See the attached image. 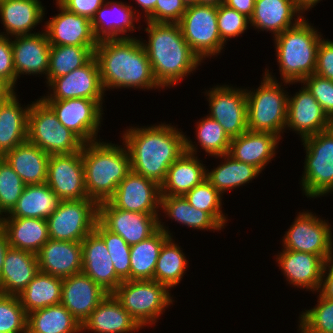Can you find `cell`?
<instances>
[{
  "label": "cell",
  "instance_id": "obj_30",
  "mask_svg": "<svg viewBox=\"0 0 333 333\" xmlns=\"http://www.w3.org/2000/svg\"><path fill=\"white\" fill-rule=\"evenodd\" d=\"M18 101L14 91L0 102V157L27 141L30 106L23 109Z\"/></svg>",
  "mask_w": 333,
  "mask_h": 333
},
{
  "label": "cell",
  "instance_id": "obj_58",
  "mask_svg": "<svg viewBox=\"0 0 333 333\" xmlns=\"http://www.w3.org/2000/svg\"><path fill=\"white\" fill-rule=\"evenodd\" d=\"M9 247L7 236L4 230L0 227V274L4 263V256Z\"/></svg>",
  "mask_w": 333,
  "mask_h": 333
},
{
  "label": "cell",
  "instance_id": "obj_34",
  "mask_svg": "<svg viewBox=\"0 0 333 333\" xmlns=\"http://www.w3.org/2000/svg\"><path fill=\"white\" fill-rule=\"evenodd\" d=\"M132 9L130 5H125L123 2H105L91 20L98 41L125 38L124 33L134 31L135 25H133V22L139 20V18H134L137 14ZM120 34H123V36L120 37Z\"/></svg>",
  "mask_w": 333,
  "mask_h": 333
},
{
  "label": "cell",
  "instance_id": "obj_53",
  "mask_svg": "<svg viewBox=\"0 0 333 333\" xmlns=\"http://www.w3.org/2000/svg\"><path fill=\"white\" fill-rule=\"evenodd\" d=\"M4 33L0 34V79L14 91L17 76L13 63L12 44L11 39Z\"/></svg>",
  "mask_w": 333,
  "mask_h": 333
},
{
  "label": "cell",
  "instance_id": "obj_17",
  "mask_svg": "<svg viewBox=\"0 0 333 333\" xmlns=\"http://www.w3.org/2000/svg\"><path fill=\"white\" fill-rule=\"evenodd\" d=\"M160 199V185L131 170L108 202L121 210L158 215Z\"/></svg>",
  "mask_w": 333,
  "mask_h": 333
},
{
  "label": "cell",
  "instance_id": "obj_21",
  "mask_svg": "<svg viewBox=\"0 0 333 333\" xmlns=\"http://www.w3.org/2000/svg\"><path fill=\"white\" fill-rule=\"evenodd\" d=\"M81 245L82 273L112 294L122 281L116 275L104 240L93 231L81 241Z\"/></svg>",
  "mask_w": 333,
  "mask_h": 333
},
{
  "label": "cell",
  "instance_id": "obj_55",
  "mask_svg": "<svg viewBox=\"0 0 333 333\" xmlns=\"http://www.w3.org/2000/svg\"><path fill=\"white\" fill-rule=\"evenodd\" d=\"M68 11L92 20L105 0H56Z\"/></svg>",
  "mask_w": 333,
  "mask_h": 333
},
{
  "label": "cell",
  "instance_id": "obj_23",
  "mask_svg": "<svg viewBox=\"0 0 333 333\" xmlns=\"http://www.w3.org/2000/svg\"><path fill=\"white\" fill-rule=\"evenodd\" d=\"M196 150L191 140L185 137V152L169 167L160 185L161 195L184 196L206 179V168L195 157Z\"/></svg>",
  "mask_w": 333,
  "mask_h": 333
},
{
  "label": "cell",
  "instance_id": "obj_12",
  "mask_svg": "<svg viewBox=\"0 0 333 333\" xmlns=\"http://www.w3.org/2000/svg\"><path fill=\"white\" fill-rule=\"evenodd\" d=\"M43 101L53 110L60 123L84 143L97 140L103 114L102 100L72 98Z\"/></svg>",
  "mask_w": 333,
  "mask_h": 333
},
{
  "label": "cell",
  "instance_id": "obj_62",
  "mask_svg": "<svg viewBox=\"0 0 333 333\" xmlns=\"http://www.w3.org/2000/svg\"><path fill=\"white\" fill-rule=\"evenodd\" d=\"M224 2L225 0H197V4L214 5V6H219Z\"/></svg>",
  "mask_w": 333,
  "mask_h": 333
},
{
  "label": "cell",
  "instance_id": "obj_51",
  "mask_svg": "<svg viewBox=\"0 0 333 333\" xmlns=\"http://www.w3.org/2000/svg\"><path fill=\"white\" fill-rule=\"evenodd\" d=\"M301 83L313 95V97L321 105L322 110L333 122V81L312 74L306 77Z\"/></svg>",
  "mask_w": 333,
  "mask_h": 333
},
{
  "label": "cell",
  "instance_id": "obj_63",
  "mask_svg": "<svg viewBox=\"0 0 333 333\" xmlns=\"http://www.w3.org/2000/svg\"><path fill=\"white\" fill-rule=\"evenodd\" d=\"M333 248L331 247V250L329 254L327 255V258L325 260V265L333 272Z\"/></svg>",
  "mask_w": 333,
  "mask_h": 333
},
{
  "label": "cell",
  "instance_id": "obj_24",
  "mask_svg": "<svg viewBox=\"0 0 333 333\" xmlns=\"http://www.w3.org/2000/svg\"><path fill=\"white\" fill-rule=\"evenodd\" d=\"M39 271L59 278L82 273L81 242L49 239L37 253Z\"/></svg>",
  "mask_w": 333,
  "mask_h": 333
},
{
  "label": "cell",
  "instance_id": "obj_42",
  "mask_svg": "<svg viewBox=\"0 0 333 333\" xmlns=\"http://www.w3.org/2000/svg\"><path fill=\"white\" fill-rule=\"evenodd\" d=\"M96 46H50L47 84L85 65L93 56Z\"/></svg>",
  "mask_w": 333,
  "mask_h": 333
},
{
  "label": "cell",
  "instance_id": "obj_50",
  "mask_svg": "<svg viewBox=\"0 0 333 333\" xmlns=\"http://www.w3.org/2000/svg\"><path fill=\"white\" fill-rule=\"evenodd\" d=\"M218 30L221 40L226 43L227 38L236 37L248 29L250 19L224 3L217 10Z\"/></svg>",
  "mask_w": 333,
  "mask_h": 333
},
{
  "label": "cell",
  "instance_id": "obj_9",
  "mask_svg": "<svg viewBox=\"0 0 333 333\" xmlns=\"http://www.w3.org/2000/svg\"><path fill=\"white\" fill-rule=\"evenodd\" d=\"M306 150L302 189L307 197L333 192V126L302 140Z\"/></svg>",
  "mask_w": 333,
  "mask_h": 333
},
{
  "label": "cell",
  "instance_id": "obj_48",
  "mask_svg": "<svg viewBox=\"0 0 333 333\" xmlns=\"http://www.w3.org/2000/svg\"><path fill=\"white\" fill-rule=\"evenodd\" d=\"M0 331L27 333V314L17 295L0 294Z\"/></svg>",
  "mask_w": 333,
  "mask_h": 333
},
{
  "label": "cell",
  "instance_id": "obj_49",
  "mask_svg": "<svg viewBox=\"0 0 333 333\" xmlns=\"http://www.w3.org/2000/svg\"><path fill=\"white\" fill-rule=\"evenodd\" d=\"M25 187L13 168L0 157V212L10 213Z\"/></svg>",
  "mask_w": 333,
  "mask_h": 333
},
{
  "label": "cell",
  "instance_id": "obj_7",
  "mask_svg": "<svg viewBox=\"0 0 333 333\" xmlns=\"http://www.w3.org/2000/svg\"><path fill=\"white\" fill-rule=\"evenodd\" d=\"M27 141L48 155L73 154L84 142L64 127L53 110L40 98L32 102L28 113Z\"/></svg>",
  "mask_w": 333,
  "mask_h": 333
},
{
  "label": "cell",
  "instance_id": "obj_36",
  "mask_svg": "<svg viewBox=\"0 0 333 333\" xmlns=\"http://www.w3.org/2000/svg\"><path fill=\"white\" fill-rule=\"evenodd\" d=\"M159 220V229L130 247V280H154V270L163 244L171 237Z\"/></svg>",
  "mask_w": 333,
  "mask_h": 333
},
{
  "label": "cell",
  "instance_id": "obj_65",
  "mask_svg": "<svg viewBox=\"0 0 333 333\" xmlns=\"http://www.w3.org/2000/svg\"><path fill=\"white\" fill-rule=\"evenodd\" d=\"M0 226H1V224H2V220H3V218H4V216H6V215H3L1 212H0ZM2 215H3V217H2Z\"/></svg>",
  "mask_w": 333,
  "mask_h": 333
},
{
  "label": "cell",
  "instance_id": "obj_26",
  "mask_svg": "<svg viewBox=\"0 0 333 333\" xmlns=\"http://www.w3.org/2000/svg\"><path fill=\"white\" fill-rule=\"evenodd\" d=\"M13 63L16 76L46 74L49 67L50 43L46 32L15 36L12 41Z\"/></svg>",
  "mask_w": 333,
  "mask_h": 333
},
{
  "label": "cell",
  "instance_id": "obj_16",
  "mask_svg": "<svg viewBox=\"0 0 333 333\" xmlns=\"http://www.w3.org/2000/svg\"><path fill=\"white\" fill-rule=\"evenodd\" d=\"M46 183L61 200L88 198L81 151L50 155Z\"/></svg>",
  "mask_w": 333,
  "mask_h": 333
},
{
  "label": "cell",
  "instance_id": "obj_40",
  "mask_svg": "<svg viewBox=\"0 0 333 333\" xmlns=\"http://www.w3.org/2000/svg\"><path fill=\"white\" fill-rule=\"evenodd\" d=\"M225 161L211 172L206 170V179L222 194L229 189L249 183L259 173L256 167L235 160L228 153L222 156Z\"/></svg>",
  "mask_w": 333,
  "mask_h": 333
},
{
  "label": "cell",
  "instance_id": "obj_28",
  "mask_svg": "<svg viewBox=\"0 0 333 333\" xmlns=\"http://www.w3.org/2000/svg\"><path fill=\"white\" fill-rule=\"evenodd\" d=\"M279 141L280 137L275 134L247 130L240 136L231 138L228 154L261 172L275 155Z\"/></svg>",
  "mask_w": 333,
  "mask_h": 333
},
{
  "label": "cell",
  "instance_id": "obj_11",
  "mask_svg": "<svg viewBox=\"0 0 333 333\" xmlns=\"http://www.w3.org/2000/svg\"><path fill=\"white\" fill-rule=\"evenodd\" d=\"M46 221L50 239L81 242L94 231L98 221V204L89 198L62 200Z\"/></svg>",
  "mask_w": 333,
  "mask_h": 333
},
{
  "label": "cell",
  "instance_id": "obj_10",
  "mask_svg": "<svg viewBox=\"0 0 333 333\" xmlns=\"http://www.w3.org/2000/svg\"><path fill=\"white\" fill-rule=\"evenodd\" d=\"M217 10L218 6L214 5H188L178 23L183 38L201 61L217 55L224 48L218 30Z\"/></svg>",
  "mask_w": 333,
  "mask_h": 333
},
{
  "label": "cell",
  "instance_id": "obj_29",
  "mask_svg": "<svg viewBox=\"0 0 333 333\" xmlns=\"http://www.w3.org/2000/svg\"><path fill=\"white\" fill-rule=\"evenodd\" d=\"M94 333H127L141 329L113 294L107 296L82 324V331Z\"/></svg>",
  "mask_w": 333,
  "mask_h": 333
},
{
  "label": "cell",
  "instance_id": "obj_1",
  "mask_svg": "<svg viewBox=\"0 0 333 333\" xmlns=\"http://www.w3.org/2000/svg\"><path fill=\"white\" fill-rule=\"evenodd\" d=\"M104 39L94 50L102 87L108 88H160L140 39Z\"/></svg>",
  "mask_w": 333,
  "mask_h": 333
},
{
  "label": "cell",
  "instance_id": "obj_18",
  "mask_svg": "<svg viewBox=\"0 0 333 333\" xmlns=\"http://www.w3.org/2000/svg\"><path fill=\"white\" fill-rule=\"evenodd\" d=\"M48 86L53 89V93L50 96L42 97V100H66L72 98L103 100L105 92L94 56L82 67L53 79Z\"/></svg>",
  "mask_w": 333,
  "mask_h": 333
},
{
  "label": "cell",
  "instance_id": "obj_59",
  "mask_svg": "<svg viewBox=\"0 0 333 333\" xmlns=\"http://www.w3.org/2000/svg\"><path fill=\"white\" fill-rule=\"evenodd\" d=\"M136 2L144 10L147 18L154 11L157 0H136Z\"/></svg>",
  "mask_w": 333,
  "mask_h": 333
},
{
  "label": "cell",
  "instance_id": "obj_38",
  "mask_svg": "<svg viewBox=\"0 0 333 333\" xmlns=\"http://www.w3.org/2000/svg\"><path fill=\"white\" fill-rule=\"evenodd\" d=\"M81 323L61 303L27 314V333H80Z\"/></svg>",
  "mask_w": 333,
  "mask_h": 333
},
{
  "label": "cell",
  "instance_id": "obj_44",
  "mask_svg": "<svg viewBox=\"0 0 333 333\" xmlns=\"http://www.w3.org/2000/svg\"><path fill=\"white\" fill-rule=\"evenodd\" d=\"M222 194L205 179L184 195V198L195 209L207 212L222 228L226 224V217L222 212Z\"/></svg>",
  "mask_w": 333,
  "mask_h": 333
},
{
  "label": "cell",
  "instance_id": "obj_22",
  "mask_svg": "<svg viewBox=\"0 0 333 333\" xmlns=\"http://www.w3.org/2000/svg\"><path fill=\"white\" fill-rule=\"evenodd\" d=\"M89 276L79 273L62 279L61 304L81 323L107 296Z\"/></svg>",
  "mask_w": 333,
  "mask_h": 333
},
{
  "label": "cell",
  "instance_id": "obj_37",
  "mask_svg": "<svg viewBox=\"0 0 333 333\" xmlns=\"http://www.w3.org/2000/svg\"><path fill=\"white\" fill-rule=\"evenodd\" d=\"M61 199L50 189L48 184L25 185L13 210L7 218L47 219L56 211Z\"/></svg>",
  "mask_w": 333,
  "mask_h": 333
},
{
  "label": "cell",
  "instance_id": "obj_57",
  "mask_svg": "<svg viewBox=\"0 0 333 333\" xmlns=\"http://www.w3.org/2000/svg\"><path fill=\"white\" fill-rule=\"evenodd\" d=\"M326 271H328V273ZM319 291L323 297L333 300V272L329 268H327L326 265L324 266L322 272V279Z\"/></svg>",
  "mask_w": 333,
  "mask_h": 333
},
{
  "label": "cell",
  "instance_id": "obj_56",
  "mask_svg": "<svg viewBox=\"0 0 333 333\" xmlns=\"http://www.w3.org/2000/svg\"><path fill=\"white\" fill-rule=\"evenodd\" d=\"M255 2L256 0H225L224 4L250 19L254 13Z\"/></svg>",
  "mask_w": 333,
  "mask_h": 333
},
{
  "label": "cell",
  "instance_id": "obj_25",
  "mask_svg": "<svg viewBox=\"0 0 333 333\" xmlns=\"http://www.w3.org/2000/svg\"><path fill=\"white\" fill-rule=\"evenodd\" d=\"M280 253L276 259L287 281L299 288L319 292L325 261L306 252L283 249Z\"/></svg>",
  "mask_w": 333,
  "mask_h": 333
},
{
  "label": "cell",
  "instance_id": "obj_6",
  "mask_svg": "<svg viewBox=\"0 0 333 333\" xmlns=\"http://www.w3.org/2000/svg\"><path fill=\"white\" fill-rule=\"evenodd\" d=\"M268 71L256 91L249 92L245 89L248 130L280 137V133L286 127L288 95Z\"/></svg>",
  "mask_w": 333,
  "mask_h": 333
},
{
  "label": "cell",
  "instance_id": "obj_47",
  "mask_svg": "<svg viewBox=\"0 0 333 333\" xmlns=\"http://www.w3.org/2000/svg\"><path fill=\"white\" fill-rule=\"evenodd\" d=\"M317 305L300 316L301 333H333V300L319 293Z\"/></svg>",
  "mask_w": 333,
  "mask_h": 333
},
{
  "label": "cell",
  "instance_id": "obj_15",
  "mask_svg": "<svg viewBox=\"0 0 333 333\" xmlns=\"http://www.w3.org/2000/svg\"><path fill=\"white\" fill-rule=\"evenodd\" d=\"M98 221L129 246L143 241L159 229L158 215L121 210L108 201L98 204Z\"/></svg>",
  "mask_w": 333,
  "mask_h": 333
},
{
  "label": "cell",
  "instance_id": "obj_45",
  "mask_svg": "<svg viewBox=\"0 0 333 333\" xmlns=\"http://www.w3.org/2000/svg\"><path fill=\"white\" fill-rule=\"evenodd\" d=\"M94 231L104 240L113 262L114 270L121 281L130 280V247L119 235L107 230L99 221Z\"/></svg>",
  "mask_w": 333,
  "mask_h": 333
},
{
  "label": "cell",
  "instance_id": "obj_31",
  "mask_svg": "<svg viewBox=\"0 0 333 333\" xmlns=\"http://www.w3.org/2000/svg\"><path fill=\"white\" fill-rule=\"evenodd\" d=\"M298 13L301 12L294 0H256L250 24L260 30L273 32L275 37L295 26L303 18ZM296 14L298 16L295 19L293 17Z\"/></svg>",
  "mask_w": 333,
  "mask_h": 333
},
{
  "label": "cell",
  "instance_id": "obj_61",
  "mask_svg": "<svg viewBox=\"0 0 333 333\" xmlns=\"http://www.w3.org/2000/svg\"><path fill=\"white\" fill-rule=\"evenodd\" d=\"M14 92L4 81L0 79V102Z\"/></svg>",
  "mask_w": 333,
  "mask_h": 333
},
{
  "label": "cell",
  "instance_id": "obj_32",
  "mask_svg": "<svg viewBox=\"0 0 333 333\" xmlns=\"http://www.w3.org/2000/svg\"><path fill=\"white\" fill-rule=\"evenodd\" d=\"M2 157L13 168L25 185L46 182L50 155L29 141L6 152Z\"/></svg>",
  "mask_w": 333,
  "mask_h": 333
},
{
  "label": "cell",
  "instance_id": "obj_39",
  "mask_svg": "<svg viewBox=\"0 0 333 333\" xmlns=\"http://www.w3.org/2000/svg\"><path fill=\"white\" fill-rule=\"evenodd\" d=\"M18 298L26 314L58 305L62 298V278L39 271Z\"/></svg>",
  "mask_w": 333,
  "mask_h": 333
},
{
  "label": "cell",
  "instance_id": "obj_27",
  "mask_svg": "<svg viewBox=\"0 0 333 333\" xmlns=\"http://www.w3.org/2000/svg\"><path fill=\"white\" fill-rule=\"evenodd\" d=\"M38 272L37 254L9 247L0 274V294L18 296Z\"/></svg>",
  "mask_w": 333,
  "mask_h": 333
},
{
  "label": "cell",
  "instance_id": "obj_19",
  "mask_svg": "<svg viewBox=\"0 0 333 333\" xmlns=\"http://www.w3.org/2000/svg\"><path fill=\"white\" fill-rule=\"evenodd\" d=\"M288 96L286 127L294 129L301 140L325 131L333 122L322 110L321 105L305 86L293 97Z\"/></svg>",
  "mask_w": 333,
  "mask_h": 333
},
{
  "label": "cell",
  "instance_id": "obj_52",
  "mask_svg": "<svg viewBox=\"0 0 333 333\" xmlns=\"http://www.w3.org/2000/svg\"><path fill=\"white\" fill-rule=\"evenodd\" d=\"M187 5L183 0H157L154 11L146 21L157 23H179Z\"/></svg>",
  "mask_w": 333,
  "mask_h": 333
},
{
  "label": "cell",
  "instance_id": "obj_46",
  "mask_svg": "<svg viewBox=\"0 0 333 333\" xmlns=\"http://www.w3.org/2000/svg\"><path fill=\"white\" fill-rule=\"evenodd\" d=\"M197 124V139L202 149L211 156H222L229 153L231 138L223 127L210 116Z\"/></svg>",
  "mask_w": 333,
  "mask_h": 333
},
{
  "label": "cell",
  "instance_id": "obj_41",
  "mask_svg": "<svg viewBox=\"0 0 333 333\" xmlns=\"http://www.w3.org/2000/svg\"><path fill=\"white\" fill-rule=\"evenodd\" d=\"M160 208L171 219L201 230H221V226L205 211L195 209L184 196L161 195Z\"/></svg>",
  "mask_w": 333,
  "mask_h": 333
},
{
  "label": "cell",
  "instance_id": "obj_33",
  "mask_svg": "<svg viewBox=\"0 0 333 333\" xmlns=\"http://www.w3.org/2000/svg\"><path fill=\"white\" fill-rule=\"evenodd\" d=\"M0 227L11 248L34 254L50 239L46 219L4 217Z\"/></svg>",
  "mask_w": 333,
  "mask_h": 333
},
{
  "label": "cell",
  "instance_id": "obj_2",
  "mask_svg": "<svg viewBox=\"0 0 333 333\" xmlns=\"http://www.w3.org/2000/svg\"><path fill=\"white\" fill-rule=\"evenodd\" d=\"M185 137L174 126L129 128L123 134L131 170L161 185L169 167L185 152Z\"/></svg>",
  "mask_w": 333,
  "mask_h": 333
},
{
  "label": "cell",
  "instance_id": "obj_3",
  "mask_svg": "<svg viewBox=\"0 0 333 333\" xmlns=\"http://www.w3.org/2000/svg\"><path fill=\"white\" fill-rule=\"evenodd\" d=\"M148 43L142 45L150 61L157 83L163 87L176 85L187 74H191L200 58L191 50L183 38L178 23L146 22ZM174 84V85H173Z\"/></svg>",
  "mask_w": 333,
  "mask_h": 333
},
{
  "label": "cell",
  "instance_id": "obj_64",
  "mask_svg": "<svg viewBox=\"0 0 333 333\" xmlns=\"http://www.w3.org/2000/svg\"><path fill=\"white\" fill-rule=\"evenodd\" d=\"M186 5H193V4H197V0H183Z\"/></svg>",
  "mask_w": 333,
  "mask_h": 333
},
{
  "label": "cell",
  "instance_id": "obj_60",
  "mask_svg": "<svg viewBox=\"0 0 333 333\" xmlns=\"http://www.w3.org/2000/svg\"><path fill=\"white\" fill-rule=\"evenodd\" d=\"M297 9L303 13L305 10H308L309 8H312L318 3L320 0H294ZM304 9V11H303ZM303 11V12H302Z\"/></svg>",
  "mask_w": 333,
  "mask_h": 333
},
{
  "label": "cell",
  "instance_id": "obj_8",
  "mask_svg": "<svg viewBox=\"0 0 333 333\" xmlns=\"http://www.w3.org/2000/svg\"><path fill=\"white\" fill-rule=\"evenodd\" d=\"M169 290L155 280H127L122 281L112 294L142 328L146 324H155L173 302Z\"/></svg>",
  "mask_w": 333,
  "mask_h": 333
},
{
  "label": "cell",
  "instance_id": "obj_5",
  "mask_svg": "<svg viewBox=\"0 0 333 333\" xmlns=\"http://www.w3.org/2000/svg\"><path fill=\"white\" fill-rule=\"evenodd\" d=\"M304 20L274 37L276 57L282 81L286 84L302 82L315 73L317 51L323 38Z\"/></svg>",
  "mask_w": 333,
  "mask_h": 333
},
{
  "label": "cell",
  "instance_id": "obj_20",
  "mask_svg": "<svg viewBox=\"0 0 333 333\" xmlns=\"http://www.w3.org/2000/svg\"><path fill=\"white\" fill-rule=\"evenodd\" d=\"M56 3L61 12L47 21L44 30L50 46H97L99 41L91 20L68 11L58 1Z\"/></svg>",
  "mask_w": 333,
  "mask_h": 333
},
{
  "label": "cell",
  "instance_id": "obj_13",
  "mask_svg": "<svg viewBox=\"0 0 333 333\" xmlns=\"http://www.w3.org/2000/svg\"><path fill=\"white\" fill-rule=\"evenodd\" d=\"M210 117L216 120L230 138L248 130L247 95L241 88L216 86L207 92Z\"/></svg>",
  "mask_w": 333,
  "mask_h": 333
},
{
  "label": "cell",
  "instance_id": "obj_43",
  "mask_svg": "<svg viewBox=\"0 0 333 333\" xmlns=\"http://www.w3.org/2000/svg\"><path fill=\"white\" fill-rule=\"evenodd\" d=\"M172 236L163 244L154 270V280L168 289L180 283L188 260Z\"/></svg>",
  "mask_w": 333,
  "mask_h": 333
},
{
  "label": "cell",
  "instance_id": "obj_14",
  "mask_svg": "<svg viewBox=\"0 0 333 333\" xmlns=\"http://www.w3.org/2000/svg\"><path fill=\"white\" fill-rule=\"evenodd\" d=\"M331 227L311 212L300 213L283 239L285 250L320 256L324 261L333 247Z\"/></svg>",
  "mask_w": 333,
  "mask_h": 333
},
{
  "label": "cell",
  "instance_id": "obj_54",
  "mask_svg": "<svg viewBox=\"0 0 333 333\" xmlns=\"http://www.w3.org/2000/svg\"><path fill=\"white\" fill-rule=\"evenodd\" d=\"M315 74L333 81V41H320Z\"/></svg>",
  "mask_w": 333,
  "mask_h": 333
},
{
  "label": "cell",
  "instance_id": "obj_35",
  "mask_svg": "<svg viewBox=\"0 0 333 333\" xmlns=\"http://www.w3.org/2000/svg\"><path fill=\"white\" fill-rule=\"evenodd\" d=\"M0 16L8 36L29 35L43 20L44 7L39 0H2Z\"/></svg>",
  "mask_w": 333,
  "mask_h": 333
},
{
  "label": "cell",
  "instance_id": "obj_4",
  "mask_svg": "<svg viewBox=\"0 0 333 333\" xmlns=\"http://www.w3.org/2000/svg\"><path fill=\"white\" fill-rule=\"evenodd\" d=\"M81 154L88 198L97 204L108 201L131 171L126 145L122 148L96 140L84 143Z\"/></svg>",
  "mask_w": 333,
  "mask_h": 333
}]
</instances>
